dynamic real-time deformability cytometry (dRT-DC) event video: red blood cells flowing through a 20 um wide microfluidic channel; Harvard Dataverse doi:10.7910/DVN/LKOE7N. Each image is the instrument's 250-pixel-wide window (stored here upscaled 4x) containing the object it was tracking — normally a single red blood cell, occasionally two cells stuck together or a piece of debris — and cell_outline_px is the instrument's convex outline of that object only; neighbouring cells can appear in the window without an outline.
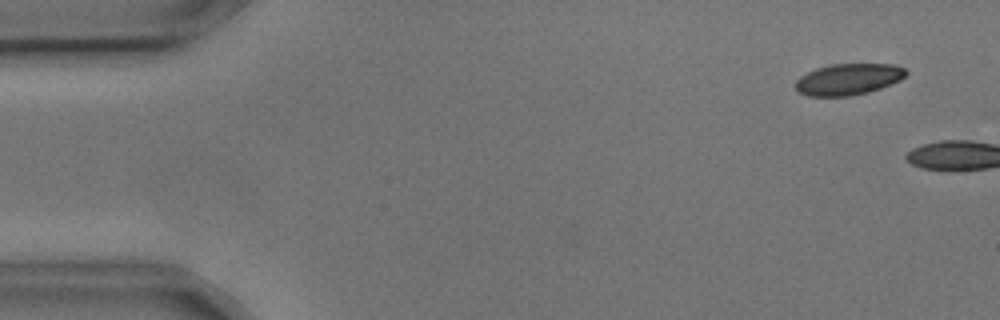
{"species": "common noctule bat (a hibernating species)", "species_latin": "Nyctalus noctula", "temperature_condition": "cold", "stored_images_in_passage": 10, "camera_frame_rate_fps": 3000, "um_per_image_px": 0.085, "animal": {"sex": "male", "body_mass_g": 17.9, "forearm_length_mm": 54.2}, "frame": {"image": 1, "passage_image": 1, "time_ms": 0.0, "image_size_px": [1000, 320], "cell_outline_px": [[908, 72], [900, 80], [880, 88], [868, 92], [848, 96], [808, 96], [800, 92], [796, 88], [796, 80], [800, 76], [816, 68], [832, 64], [892, 64], [904, 68]], "centroid_in_image_um": [72.1, 6.73], "position_along_channel_um": 12.9, "area_um2": 20.0}}
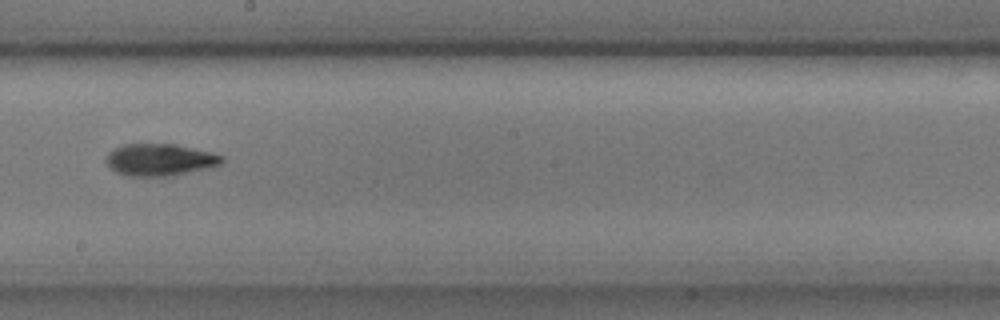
{"frame": {"image": 2, "passage_image": 9, "time_ms": 2.667, "image_size_px": [1000, 320], "cell_outline_px": [[224, 160], [220, 164], [208, 168], [172, 176], [128, 176], [116, 172], [104, 160], [108, 152], [124, 144], [176, 144], [212, 152], [224, 156]], "centroid_in_image_um": [13.6, 13.58], "position_along_channel_um": 234.6, "area_um2": 21.68}}
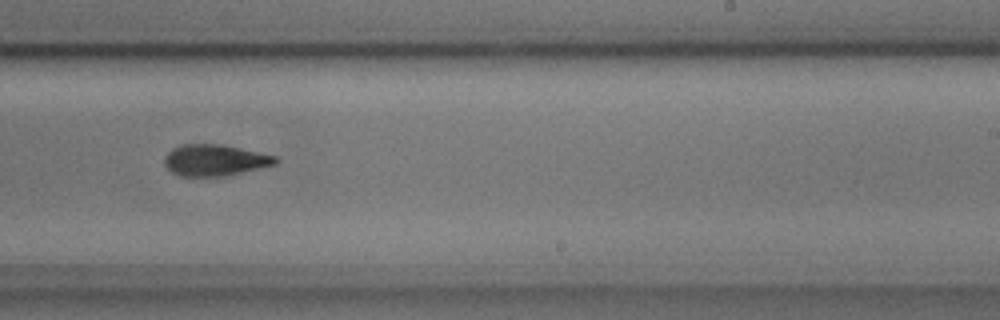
{"frame": {"image": 3, "passage_image": 10, "time_ms": 3.0, "image_size_px": [1000, 320], "cell_outline_px": [[280, 160], [276, 164], [224, 176], [180, 176], [172, 172], [164, 164], [164, 156], [172, 148], [180, 144], [220, 144], [276, 156]], "centroid_in_image_um": [18.23, 13.61], "position_along_channel_um": 270.8, "area_um2": 20.17}}